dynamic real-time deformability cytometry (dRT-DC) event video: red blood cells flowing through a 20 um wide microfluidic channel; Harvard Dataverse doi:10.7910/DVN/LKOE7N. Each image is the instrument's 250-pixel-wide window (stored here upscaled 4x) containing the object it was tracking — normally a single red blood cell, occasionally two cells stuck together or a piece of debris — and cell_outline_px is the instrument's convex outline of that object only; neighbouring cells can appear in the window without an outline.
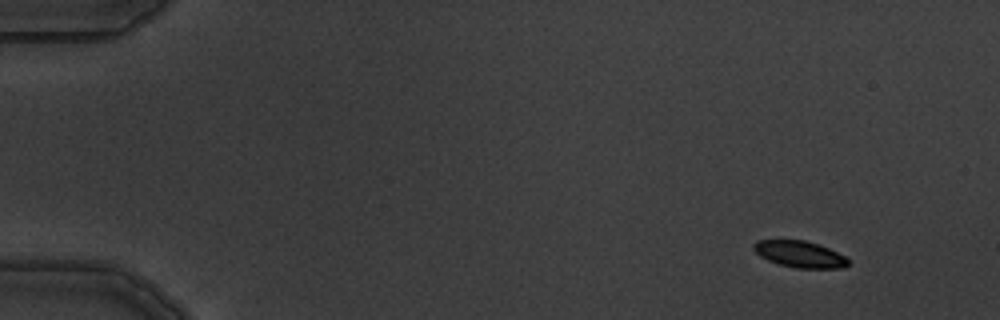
{"species": "common noctule bat (a hibernating species)", "species_latin": "Nyctalus noctula", "temperature_condition": "warm", "stored_images_in_passage": 5, "camera_frame_rate_fps": 3000, "um_per_image_px": 0.085, "animal": {"sex": "male", "body_mass_g": 19.5, "forearm_length_mm": 54.6}, "frame": {"image": 1, "passage_image": 1, "time_ms": 0.0, "image_size_px": [1000, 320], "cell_outline_px": [[848, 264], [844, 268], [796, 268], [780, 264], [768, 260], [760, 256], [752, 248], [752, 244], [756, 240], [804, 240], [828, 248], [844, 256], [848, 260]], "centroid_in_image_um": [67.94, 21.6], "position_along_channel_um": 17.1, "area_um2": 14.45}}